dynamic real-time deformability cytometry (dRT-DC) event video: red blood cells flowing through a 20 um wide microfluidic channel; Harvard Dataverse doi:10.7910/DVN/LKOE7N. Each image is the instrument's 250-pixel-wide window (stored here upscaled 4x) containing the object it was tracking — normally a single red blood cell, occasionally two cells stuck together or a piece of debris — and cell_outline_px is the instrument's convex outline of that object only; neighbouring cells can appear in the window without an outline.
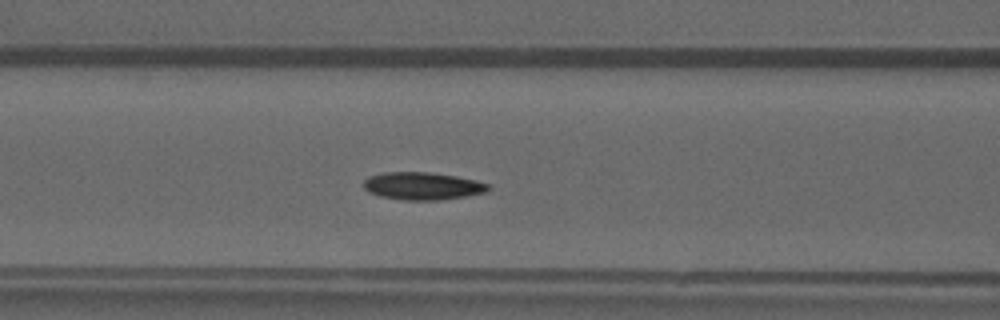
{"species": "common noctule bat (a hibernating species)", "species_latin": "Nyctalus noctula", "temperature_condition": "warm", "stored_images_in_passage": 45, "camera_frame_rate_fps": 3000, "um_per_image_px": 0.085, "animal": {"sex": "male", "forearm_length_mm": 52.5}, "frame": {"image": 1, "passage_image": 17, "time_ms": 5.333, "image_size_px": [1000, 320], "cell_outline_px": [[492, 188], [488, 192], [468, 196], [440, 200], [404, 200], [380, 196], [368, 192], [364, 188], [364, 180], [368, 176], [384, 172], [428, 172], [456, 176], [476, 180], [488, 184]], "centroid_in_image_um": [35.94, 15.81], "position_along_channel_um": 130.7, "area_um2": 20.23}}
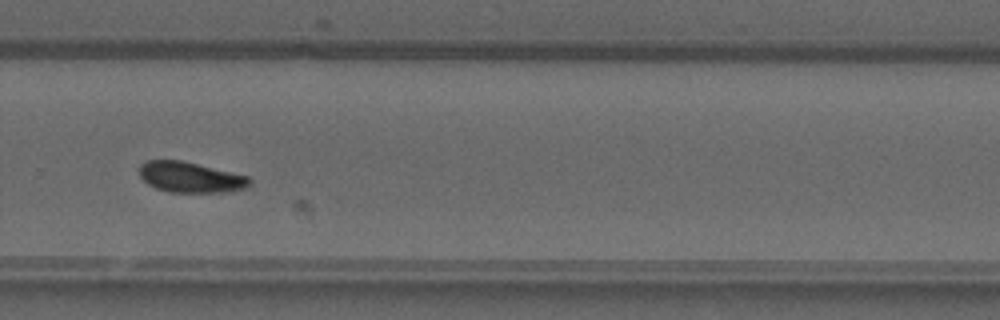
{"frame": {"image": 2, "passage_image": 30, "time_ms": 9.667, "image_size_px": [1000, 320], "cell_outline_px": [[252, 184], [244, 188], [220, 192], [168, 192], [156, 188], [148, 184], [140, 176], [140, 164], [144, 160], [184, 160], [248, 176], [252, 180]], "centroid_in_image_um": [16.18, 15.05], "position_along_channel_um": 313.6, "area_um2": 19.71}}
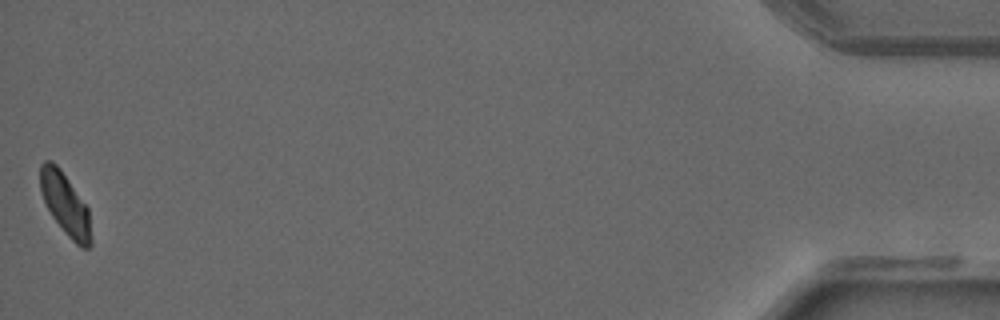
{"frame": {"image": 3, "passage_image": 45, "time_ms": 14.667, "image_size_px": [1000, 320], "cell_outline_px": [[92, 244], [88, 248], [80, 248], [68, 236], [52, 216], [44, 200], [40, 188], [40, 164], [44, 160], [52, 160], [60, 168], [88, 208], [92, 240]], "centroid_in_image_um": [5.55, 17.35], "position_along_channel_um": 429.6, "area_um2": 18.26}}